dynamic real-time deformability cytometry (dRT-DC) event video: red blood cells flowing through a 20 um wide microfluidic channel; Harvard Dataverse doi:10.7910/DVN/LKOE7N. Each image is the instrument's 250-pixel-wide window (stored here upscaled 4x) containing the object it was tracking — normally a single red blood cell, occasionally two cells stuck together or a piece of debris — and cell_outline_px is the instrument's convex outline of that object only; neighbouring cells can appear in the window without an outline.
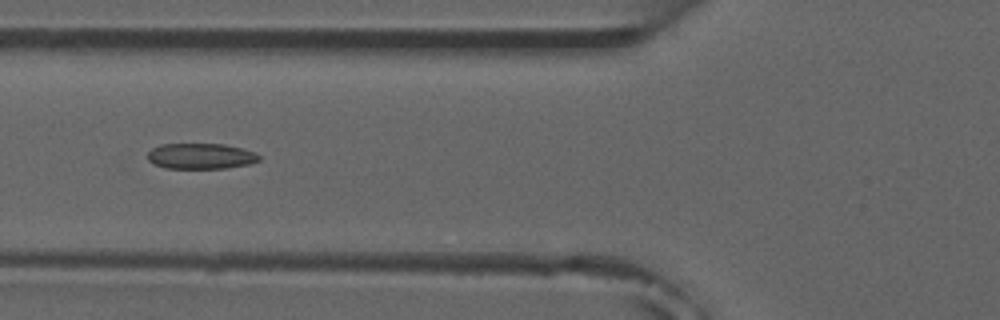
{"species": "common noctule bat (a hibernating species)", "species_latin": "Nyctalus noctula", "temperature_condition": "room temperature", "stored_images_in_passage": 6, "camera_frame_rate_fps": 3000, "um_per_image_px": 0.085, "animal": {"sex": "male", "forearm_length_mm": 52.5}, "frame": {"image": 1, "passage_image": 4, "time_ms": 4.333, "image_size_px": [1000, 320], "cell_outline_px": [[260, 160], [248, 164], [224, 168], [164, 168], [148, 160], [148, 152], [152, 148], [160, 144], [224, 144], [256, 152], [260, 156]], "centroid_in_image_um": [17.06, 13.26], "position_along_channel_um": 108.7, "area_um2": 16.59}}
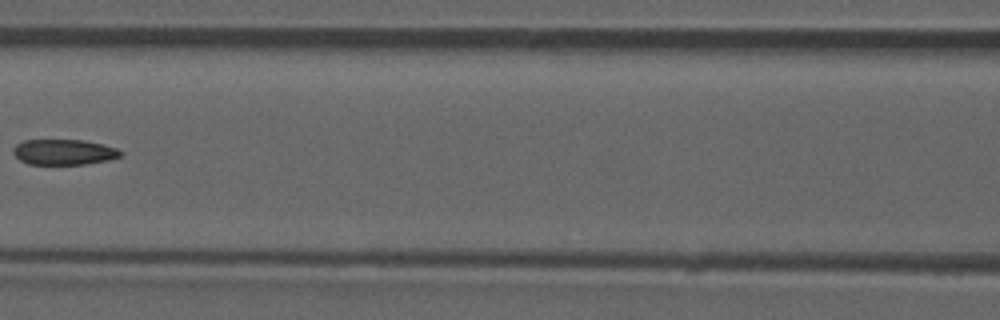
{"frame": {"image": 2, "passage_image": 5, "time_ms": 5.667, "image_size_px": [1000, 320], "cell_outline_px": [[124, 152], [120, 156], [112, 160], [84, 164], [28, 164], [20, 160], [12, 152], [12, 148], [16, 144], [24, 140], [84, 140], [116, 148]], "centroid_in_image_um": [5.43, 12.93], "position_along_channel_um": 161.2, "area_um2": 16.01}}